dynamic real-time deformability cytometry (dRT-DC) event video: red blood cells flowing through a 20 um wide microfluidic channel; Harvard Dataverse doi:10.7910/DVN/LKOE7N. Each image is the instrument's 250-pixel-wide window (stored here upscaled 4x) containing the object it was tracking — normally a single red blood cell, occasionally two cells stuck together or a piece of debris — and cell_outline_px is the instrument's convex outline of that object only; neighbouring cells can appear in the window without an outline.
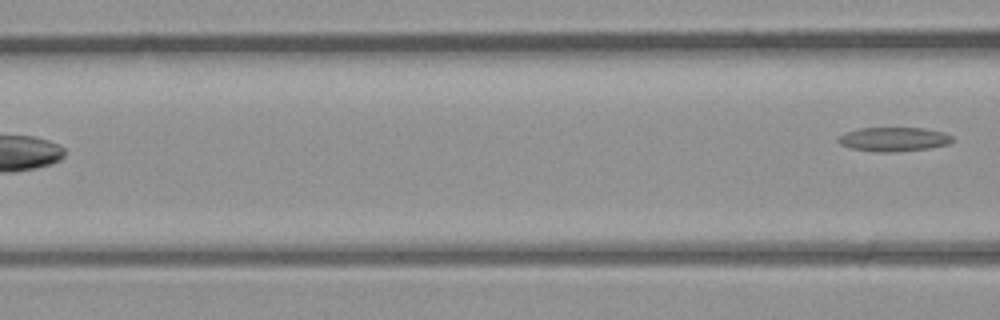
{"species": "common noctule bat (a hibernating species)", "species_latin": "Nyctalus noctula", "temperature_condition": "room temperature", "stored_images_in_passage": 7, "camera_frame_rate_fps": 3000, "um_per_image_px": 0.085, "animal": {"sex": "male", "body_mass_g": 23.1, "forearm_length_mm": 52.7}, "frame": {"image": 1, "passage_image": 7, "time_ms": 7.667, "image_size_px": [1000, 320], "cell_outline_px": [[952, 140], [948, 144], [928, 148], [892, 152], [876, 152], [852, 148], [840, 144], [836, 140], [844, 132], [856, 128], [924, 128], [944, 132], [952, 136]], "centroid_in_image_um": [75.93, 11.83], "position_along_channel_um": 90.7, "area_um2": 16.01}}